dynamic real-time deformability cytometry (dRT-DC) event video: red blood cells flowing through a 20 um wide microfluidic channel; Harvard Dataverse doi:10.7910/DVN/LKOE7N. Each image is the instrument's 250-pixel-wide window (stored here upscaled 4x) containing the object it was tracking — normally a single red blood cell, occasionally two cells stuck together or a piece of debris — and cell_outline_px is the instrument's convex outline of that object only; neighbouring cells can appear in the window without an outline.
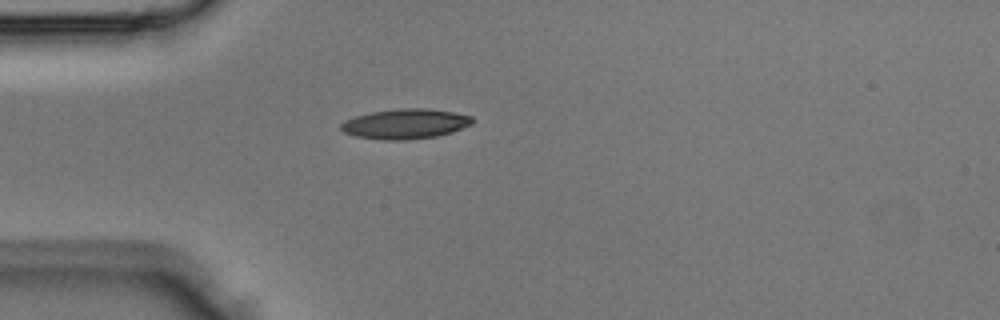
{"species": "Egyptian fruit bat (a non-hibernating species)", "species_latin": "Rousettus aegyptiacus", "temperature_condition": "room temperature", "stored_images_in_passage": 1, "camera_frame_rate_fps": 3000, "um_per_image_px": 0.085, "animal": {"sex": "male"}, "frame": {"image": 1, "passage_image": 1, "time_ms": 0.0, "image_size_px": [1000, 320], "cell_outline_px": [[476, 120], [472, 124], [452, 132], [436, 136], [408, 140], [380, 140], [356, 136], [344, 132], [340, 128], [340, 124], [344, 120], [356, 116], [372, 112], [396, 108], [424, 108], [452, 112], [472, 116]], "centroid_in_image_um": [34.46, 10.53], "position_along_channel_um": 50.5, "area_um2": 23.06}}